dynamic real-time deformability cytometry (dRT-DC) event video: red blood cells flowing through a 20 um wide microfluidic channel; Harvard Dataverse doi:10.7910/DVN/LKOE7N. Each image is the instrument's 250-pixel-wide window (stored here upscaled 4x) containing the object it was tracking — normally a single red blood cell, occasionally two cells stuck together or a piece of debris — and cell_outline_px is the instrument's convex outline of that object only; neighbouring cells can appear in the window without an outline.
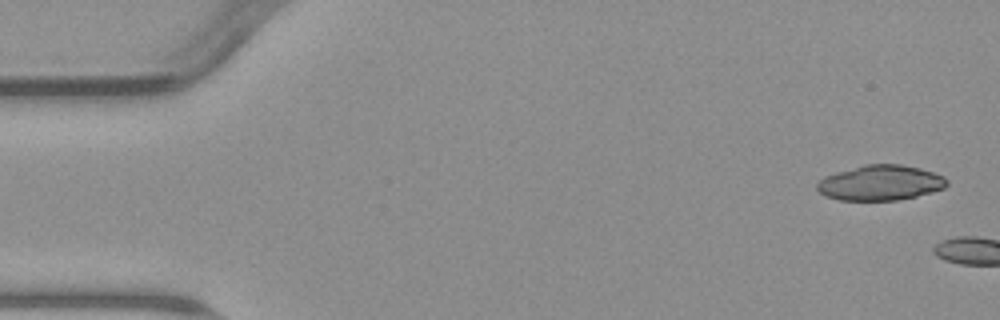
{"species": "common noctule bat (a hibernating species)", "species_latin": "Nyctalus noctula", "temperature_condition": "warm", "stored_images_in_passage": 6, "camera_frame_rate_fps": 3000, "um_per_image_px": 0.085, "animal": {"sex": "male", "body_mass_g": 23.1, "forearm_length_mm": 52.7}, "frame": {"image": 1, "passage_image": 1, "time_ms": 0.0, "image_size_px": [1000, 320], "cell_outline_px": [[948, 184], [944, 188], [932, 192], [916, 196], [896, 200], [840, 200], [824, 196], [816, 188], [816, 184], [824, 176], [836, 172], [864, 164], [900, 164], [920, 168], [944, 176], [948, 180]], "centroid_in_image_um": [74.82, 15.53], "position_along_channel_um": 10.2, "area_um2": 26.7}}
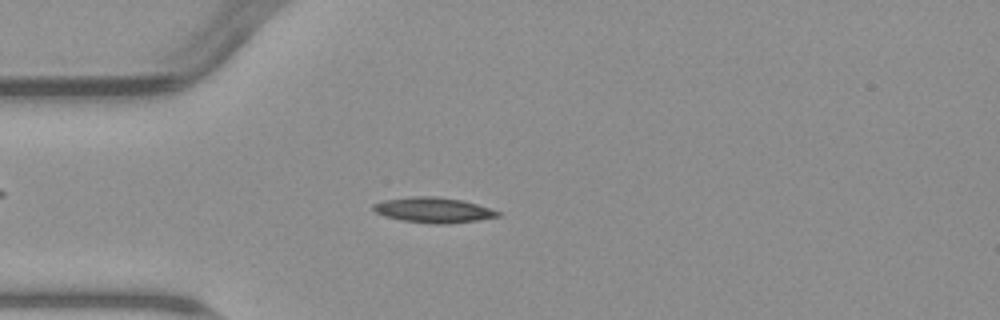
{"frame": {"image": 2, "passage_image": 5, "time_ms": 5.667, "image_size_px": [1000, 320], "cell_outline_px": [[500, 216], [476, 220], [448, 224], [432, 224], [400, 220], [384, 216], [376, 212], [372, 208], [372, 204], [384, 200], [416, 196], [436, 196], [464, 200], [500, 212]], "centroid_in_image_um": [36.81, 17.85], "position_along_channel_um": 48.2, "area_um2": 18.32}}